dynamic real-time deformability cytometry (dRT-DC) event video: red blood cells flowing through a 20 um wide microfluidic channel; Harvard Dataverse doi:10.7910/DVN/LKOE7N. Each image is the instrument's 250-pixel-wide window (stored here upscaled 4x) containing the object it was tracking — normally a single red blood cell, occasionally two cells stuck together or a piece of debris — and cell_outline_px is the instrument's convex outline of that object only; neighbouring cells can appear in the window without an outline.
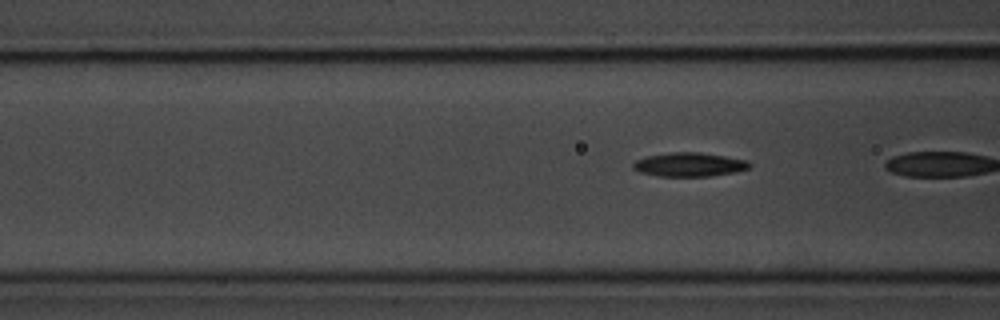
{"species": "common noctule bat (a hibernating species)", "species_latin": "Nyctalus noctula", "temperature_condition": "room temperature", "stored_images_in_passage": 4, "camera_frame_rate_fps": 3000, "um_per_image_px": 0.085, "animal": {"sex": "male", "body_mass_g": 20.1, "forearm_length_mm": 53.5}, "frame": {"image": 1, "passage_image": 4, "time_ms": 4.333, "image_size_px": [1000, 320], "cell_outline_px": [[752, 164], [748, 168], [732, 172], [708, 176], [656, 176], [640, 172], [632, 168], [632, 164], [636, 160], [648, 156], [672, 152], [700, 152], [748, 160]], "centroid_in_image_um": [58.57, 13.98], "position_along_channel_um": 108.0, "area_um2": 16.07}}